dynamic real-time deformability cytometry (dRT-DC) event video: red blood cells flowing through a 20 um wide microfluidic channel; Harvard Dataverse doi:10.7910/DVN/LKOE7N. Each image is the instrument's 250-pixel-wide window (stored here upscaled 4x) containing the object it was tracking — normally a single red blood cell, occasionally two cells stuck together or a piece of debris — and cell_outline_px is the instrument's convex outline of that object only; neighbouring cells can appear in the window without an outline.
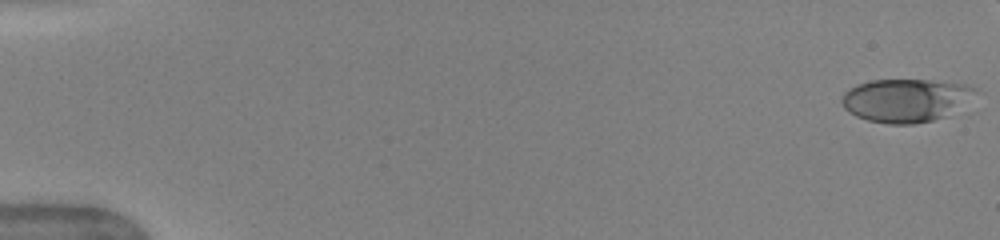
{"species": "human", "species_latin": "Homo sapiens", "temperature_condition": "warm", "stored_images_in_passage": 8, "camera_frame_rate_fps": 3000, "um_per_image_px": 0.085, "donor": {"sex": "female"}, "frame": {"image": 1, "passage_image": 1, "time_ms": 0.0, "image_size_px": [1000, 240], "cell_outline_px": [[972, 88], [944, 116], [932, 120], [912, 124], [888, 124], [868, 120], [856, 116], [848, 112], [844, 108], [840, 100], [844, 92], [856, 84], [872, 80], [932, 80], [968, 84]], "centroid_in_image_um": [76.75, 8.51], "position_along_channel_um": 8.3, "area_um2": 32.25}}